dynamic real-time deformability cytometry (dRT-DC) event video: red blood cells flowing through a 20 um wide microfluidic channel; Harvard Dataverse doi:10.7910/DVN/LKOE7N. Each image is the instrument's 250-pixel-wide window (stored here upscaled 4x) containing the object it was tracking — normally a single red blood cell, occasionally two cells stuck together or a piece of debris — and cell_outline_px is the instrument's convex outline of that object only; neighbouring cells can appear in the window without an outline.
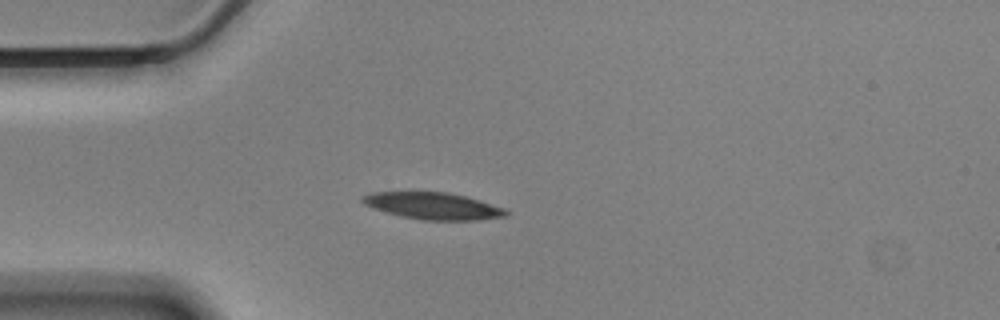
{"species": "Egyptian fruit bat (a non-hibernating species)", "species_latin": "Rousettus aegyptiacus", "temperature_condition": "cold", "stored_images_in_passage": 43, "camera_frame_rate_fps": 3000, "um_per_image_px": 0.085, "animal": {"sex": "male"}, "frame": {"image": 1, "passage_image": 1, "time_ms": 0.0, "image_size_px": [1000, 320], "cell_outline_px": [[508, 216], [480, 220], [420, 220], [400, 216], [364, 204], [360, 200], [364, 196], [372, 192], [448, 192], [464, 196], [504, 208], [508, 212]], "centroid_in_image_um": [36.83, 17.51], "position_along_channel_um": 48.2, "area_um2": 22.2}}
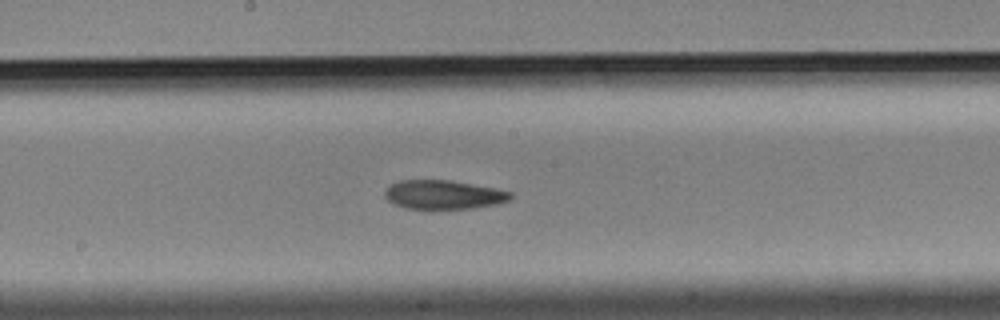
{"frame": {"image": 2, "passage_image": 16, "time_ms": 5.0, "image_size_px": [1000, 320], "cell_outline_px": [[512, 196], [508, 200], [496, 204], [472, 208], [404, 208], [392, 204], [384, 196], [384, 192], [392, 184], [400, 180], [452, 180], [512, 192]], "centroid_in_image_um": [37.66, 16.54], "position_along_channel_um": 210.5, "area_um2": 20.92}}
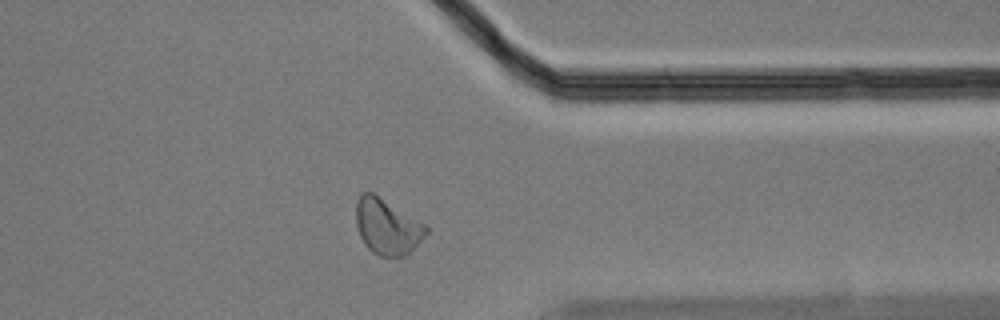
{"frame": {"image": 3, "passage_image": 31, "time_ms": 10.0, "image_size_px": [1000, 320], "cell_outline_px": [[428, 232], [404, 256], [380, 256], [372, 252], [364, 244], [356, 228], [356, 200], [360, 192], [372, 192], [428, 224]], "centroid_in_image_um": [32.89, 19.23], "position_along_channel_um": 378.5, "area_um2": 22.89}, "authors_computed_cell_mechanics": {"area_um2": 22.4264, "velocity_mm_per_s": 3.4913, "shape_relaxation_time_tau1_ms": 8.0031, "shape_relaxation_time_tau2_ms": 6.8964, "deformation_change_tau1": 0.1651, "deformation_change_tau2": 0.14}}